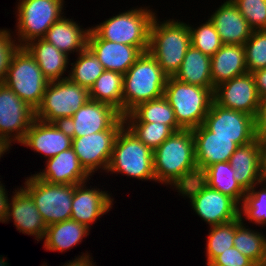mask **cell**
Here are the masks:
<instances>
[{
  "mask_svg": "<svg viewBox=\"0 0 266 266\" xmlns=\"http://www.w3.org/2000/svg\"><path fill=\"white\" fill-rule=\"evenodd\" d=\"M123 74L104 70L89 89V99L110 104L122 115Z\"/></svg>",
  "mask_w": 266,
  "mask_h": 266,
  "instance_id": "1f68e13d",
  "label": "cell"
},
{
  "mask_svg": "<svg viewBox=\"0 0 266 266\" xmlns=\"http://www.w3.org/2000/svg\"><path fill=\"white\" fill-rule=\"evenodd\" d=\"M89 228L73 219L47 226L46 235L43 238L44 248L49 251L67 252L73 246L82 242L89 235Z\"/></svg>",
  "mask_w": 266,
  "mask_h": 266,
  "instance_id": "f1b7e54d",
  "label": "cell"
},
{
  "mask_svg": "<svg viewBox=\"0 0 266 266\" xmlns=\"http://www.w3.org/2000/svg\"><path fill=\"white\" fill-rule=\"evenodd\" d=\"M48 82L29 51L18 47L11 57L3 83L36 111Z\"/></svg>",
  "mask_w": 266,
  "mask_h": 266,
  "instance_id": "52a82bcc",
  "label": "cell"
},
{
  "mask_svg": "<svg viewBox=\"0 0 266 266\" xmlns=\"http://www.w3.org/2000/svg\"><path fill=\"white\" fill-rule=\"evenodd\" d=\"M206 264L220 266H256L248 257L243 255L235 247L227 249L226 252L218 255L211 263Z\"/></svg>",
  "mask_w": 266,
  "mask_h": 266,
  "instance_id": "b9f144b4",
  "label": "cell"
},
{
  "mask_svg": "<svg viewBox=\"0 0 266 266\" xmlns=\"http://www.w3.org/2000/svg\"><path fill=\"white\" fill-rule=\"evenodd\" d=\"M64 0H19L17 7V42L24 47L34 39L43 38L64 12Z\"/></svg>",
  "mask_w": 266,
  "mask_h": 266,
  "instance_id": "30bf717a",
  "label": "cell"
},
{
  "mask_svg": "<svg viewBox=\"0 0 266 266\" xmlns=\"http://www.w3.org/2000/svg\"><path fill=\"white\" fill-rule=\"evenodd\" d=\"M118 132L119 130H104L72 138L71 148L90 176L98 169L107 171Z\"/></svg>",
  "mask_w": 266,
  "mask_h": 266,
  "instance_id": "2e32d148",
  "label": "cell"
},
{
  "mask_svg": "<svg viewBox=\"0 0 266 266\" xmlns=\"http://www.w3.org/2000/svg\"><path fill=\"white\" fill-rule=\"evenodd\" d=\"M191 46L189 23L173 19L160 22L156 15L150 26L149 53L168 77L179 71Z\"/></svg>",
  "mask_w": 266,
  "mask_h": 266,
  "instance_id": "3957f363",
  "label": "cell"
},
{
  "mask_svg": "<svg viewBox=\"0 0 266 266\" xmlns=\"http://www.w3.org/2000/svg\"><path fill=\"white\" fill-rule=\"evenodd\" d=\"M106 172L156 182L153 151L123 125L115 138L112 157Z\"/></svg>",
  "mask_w": 266,
  "mask_h": 266,
  "instance_id": "8992f818",
  "label": "cell"
},
{
  "mask_svg": "<svg viewBox=\"0 0 266 266\" xmlns=\"http://www.w3.org/2000/svg\"><path fill=\"white\" fill-rule=\"evenodd\" d=\"M22 186L31 196L47 226L70 219L74 186L50 184L34 174Z\"/></svg>",
  "mask_w": 266,
  "mask_h": 266,
  "instance_id": "8fae6325",
  "label": "cell"
},
{
  "mask_svg": "<svg viewBox=\"0 0 266 266\" xmlns=\"http://www.w3.org/2000/svg\"><path fill=\"white\" fill-rule=\"evenodd\" d=\"M156 182L178 191L199 178L192 129L174 132L153 151Z\"/></svg>",
  "mask_w": 266,
  "mask_h": 266,
  "instance_id": "6da1fadb",
  "label": "cell"
},
{
  "mask_svg": "<svg viewBox=\"0 0 266 266\" xmlns=\"http://www.w3.org/2000/svg\"><path fill=\"white\" fill-rule=\"evenodd\" d=\"M64 124L72 138H76L104 130H120L124 120L110 104L89 99Z\"/></svg>",
  "mask_w": 266,
  "mask_h": 266,
  "instance_id": "5bb4252c",
  "label": "cell"
},
{
  "mask_svg": "<svg viewBox=\"0 0 266 266\" xmlns=\"http://www.w3.org/2000/svg\"><path fill=\"white\" fill-rule=\"evenodd\" d=\"M16 42L9 30L0 29V83L4 82L11 57L19 47Z\"/></svg>",
  "mask_w": 266,
  "mask_h": 266,
  "instance_id": "60d3db41",
  "label": "cell"
},
{
  "mask_svg": "<svg viewBox=\"0 0 266 266\" xmlns=\"http://www.w3.org/2000/svg\"><path fill=\"white\" fill-rule=\"evenodd\" d=\"M155 15L148 7L130 9L91 29L101 39L135 46L143 53L149 49L150 26Z\"/></svg>",
  "mask_w": 266,
  "mask_h": 266,
  "instance_id": "5b68a950",
  "label": "cell"
},
{
  "mask_svg": "<svg viewBox=\"0 0 266 266\" xmlns=\"http://www.w3.org/2000/svg\"><path fill=\"white\" fill-rule=\"evenodd\" d=\"M255 133L257 138L266 136V97L260 99L258 112L255 117Z\"/></svg>",
  "mask_w": 266,
  "mask_h": 266,
  "instance_id": "7bdbcfd3",
  "label": "cell"
},
{
  "mask_svg": "<svg viewBox=\"0 0 266 266\" xmlns=\"http://www.w3.org/2000/svg\"><path fill=\"white\" fill-rule=\"evenodd\" d=\"M214 102L224 108L256 117L260 97L252 73H246L215 86Z\"/></svg>",
  "mask_w": 266,
  "mask_h": 266,
  "instance_id": "9a60e30c",
  "label": "cell"
},
{
  "mask_svg": "<svg viewBox=\"0 0 266 266\" xmlns=\"http://www.w3.org/2000/svg\"><path fill=\"white\" fill-rule=\"evenodd\" d=\"M8 193L6 192L5 186L0 181V222L4 223L9 206Z\"/></svg>",
  "mask_w": 266,
  "mask_h": 266,
  "instance_id": "f6af8a7d",
  "label": "cell"
},
{
  "mask_svg": "<svg viewBox=\"0 0 266 266\" xmlns=\"http://www.w3.org/2000/svg\"><path fill=\"white\" fill-rule=\"evenodd\" d=\"M34 175L50 184L76 185L90 178L72 148L47 159L45 169Z\"/></svg>",
  "mask_w": 266,
  "mask_h": 266,
  "instance_id": "7402d4cb",
  "label": "cell"
},
{
  "mask_svg": "<svg viewBox=\"0 0 266 266\" xmlns=\"http://www.w3.org/2000/svg\"><path fill=\"white\" fill-rule=\"evenodd\" d=\"M90 29H83L73 19L62 16L48 29L43 39L69 56V53H80L87 48Z\"/></svg>",
  "mask_w": 266,
  "mask_h": 266,
  "instance_id": "d4e9b609",
  "label": "cell"
},
{
  "mask_svg": "<svg viewBox=\"0 0 266 266\" xmlns=\"http://www.w3.org/2000/svg\"><path fill=\"white\" fill-rule=\"evenodd\" d=\"M244 50L248 73L266 68V30L252 31Z\"/></svg>",
  "mask_w": 266,
  "mask_h": 266,
  "instance_id": "f35d334b",
  "label": "cell"
},
{
  "mask_svg": "<svg viewBox=\"0 0 266 266\" xmlns=\"http://www.w3.org/2000/svg\"><path fill=\"white\" fill-rule=\"evenodd\" d=\"M35 58L43 76L50 81L67 79L65 73L69 57L43 38L34 39L24 46Z\"/></svg>",
  "mask_w": 266,
  "mask_h": 266,
  "instance_id": "4316f807",
  "label": "cell"
},
{
  "mask_svg": "<svg viewBox=\"0 0 266 266\" xmlns=\"http://www.w3.org/2000/svg\"><path fill=\"white\" fill-rule=\"evenodd\" d=\"M203 124L213 132V136L232 138L238 146L248 144L257 138L255 117L224 108L214 101Z\"/></svg>",
  "mask_w": 266,
  "mask_h": 266,
  "instance_id": "4fadbf2b",
  "label": "cell"
},
{
  "mask_svg": "<svg viewBox=\"0 0 266 266\" xmlns=\"http://www.w3.org/2000/svg\"><path fill=\"white\" fill-rule=\"evenodd\" d=\"M235 171L229 162H217L205 168L199 179L210 188L232 198L239 206L246 191L239 185L234 177Z\"/></svg>",
  "mask_w": 266,
  "mask_h": 266,
  "instance_id": "83f0119b",
  "label": "cell"
},
{
  "mask_svg": "<svg viewBox=\"0 0 266 266\" xmlns=\"http://www.w3.org/2000/svg\"><path fill=\"white\" fill-rule=\"evenodd\" d=\"M260 160L261 147L256 138L248 144L238 146L228 161L235 171V179L245 191H249L263 180Z\"/></svg>",
  "mask_w": 266,
  "mask_h": 266,
  "instance_id": "cb8c5ba5",
  "label": "cell"
},
{
  "mask_svg": "<svg viewBox=\"0 0 266 266\" xmlns=\"http://www.w3.org/2000/svg\"><path fill=\"white\" fill-rule=\"evenodd\" d=\"M21 144L49 159L70 149L72 136L64 123H48L35 118Z\"/></svg>",
  "mask_w": 266,
  "mask_h": 266,
  "instance_id": "e0dca14e",
  "label": "cell"
},
{
  "mask_svg": "<svg viewBox=\"0 0 266 266\" xmlns=\"http://www.w3.org/2000/svg\"><path fill=\"white\" fill-rule=\"evenodd\" d=\"M167 78L149 51L143 52L123 75L122 116L140 103L163 97Z\"/></svg>",
  "mask_w": 266,
  "mask_h": 266,
  "instance_id": "7a4b0ae2",
  "label": "cell"
},
{
  "mask_svg": "<svg viewBox=\"0 0 266 266\" xmlns=\"http://www.w3.org/2000/svg\"><path fill=\"white\" fill-rule=\"evenodd\" d=\"M89 100V90L69 78L48 82L35 118L48 123H65Z\"/></svg>",
  "mask_w": 266,
  "mask_h": 266,
  "instance_id": "ba28073f",
  "label": "cell"
},
{
  "mask_svg": "<svg viewBox=\"0 0 266 266\" xmlns=\"http://www.w3.org/2000/svg\"><path fill=\"white\" fill-rule=\"evenodd\" d=\"M257 92L260 98L266 97V68L256 70L252 73Z\"/></svg>",
  "mask_w": 266,
  "mask_h": 266,
  "instance_id": "ee69618b",
  "label": "cell"
},
{
  "mask_svg": "<svg viewBox=\"0 0 266 266\" xmlns=\"http://www.w3.org/2000/svg\"><path fill=\"white\" fill-rule=\"evenodd\" d=\"M122 117L124 125L152 151L175 132L169 125L159 122L138 123L129 113Z\"/></svg>",
  "mask_w": 266,
  "mask_h": 266,
  "instance_id": "e575fe53",
  "label": "cell"
},
{
  "mask_svg": "<svg viewBox=\"0 0 266 266\" xmlns=\"http://www.w3.org/2000/svg\"><path fill=\"white\" fill-rule=\"evenodd\" d=\"M210 230L205 248L206 263H211L218 255L234 247L235 219L224 224L211 226Z\"/></svg>",
  "mask_w": 266,
  "mask_h": 266,
  "instance_id": "8d00e7d4",
  "label": "cell"
},
{
  "mask_svg": "<svg viewBox=\"0 0 266 266\" xmlns=\"http://www.w3.org/2000/svg\"><path fill=\"white\" fill-rule=\"evenodd\" d=\"M214 88L183 83L168 77L164 97L175 113L177 123L183 129H194L204 123L214 101Z\"/></svg>",
  "mask_w": 266,
  "mask_h": 266,
  "instance_id": "277c9868",
  "label": "cell"
},
{
  "mask_svg": "<svg viewBox=\"0 0 266 266\" xmlns=\"http://www.w3.org/2000/svg\"><path fill=\"white\" fill-rule=\"evenodd\" d=\"M129 114L138 123L159 122L169 125L175 132L183 130L177 123L175 113L164 96L138 104Z\"/></svg>",
  "mask_w": 266,
  "mask_h": 266,
  "instance_id": "d6a6232c",
  "label": "cell"
},
{
  "mask_svg": "<svg viewBox=\"0 0 266 266\" xmlns=\"http://www.w3.org/2000/svg\"><path fill=\"white\" fill-rule=\"evenodd\" d=\"M261 147V177L266 181V136L258 138Z\"/></svg>",
  "mask_w": 266,
  "mask_h": 266,
  "instance_id": "7dc6e473",
  "label": "cell"
},
{
  "mask_svg": "<svg viewBox=\"0 0 266 266\" xmlns=\"http://www.w3.org/2000/svg\"><path fill=\"white\" fill-rule=\"evenodd\" d=\"M199 174L211 164L228 162L238 145L232 138L213 136L204 124L192 129Z\"/></svg>",
  "mask_w": 266,
  "mask_h": 266,
  "instance_id": "44dd1931",
  "label": "cell"
},
{
  "mask_svg": "<svg viewBox=\"0 0 266 266\" xmlns=\"http://www.w3.org/2000/svg\"><path fill=\"white\" fill-rule=\"evenodd\" d=\"M87 182L84 181L74 186L70 219L91 228V224L110 211L114 205V198H111L112 196L107 192L100 191L99 188H88Z\"/></svg>",
  "mask_w": 266,
  "mask_h": 266,
  "instance_id": "ac0fdd59",
  "label": "cell"
},
{
  "mask_svg": "<svg viewBox=\"0 0 266 266\" xmlns=\"http://www.w3.org/2000/svg\"><path fill=\"white\" fill-rule=\"evenodd\" d=\"M211 57L190 46L174 78L183 83L215 88L211 77Z\"/></svg>",
  "mask_w": 266,
  "mask_h": 266,
  "instance_id": "f546056e",
  "label": "cell"
},
{
  "mask_svg": "<svg viewBox=\"0 0 266 266\" xmlns=\"http://www.w3.org/2000/svg\"><path fill=\"white\" fill-rule=\"evenodd\" d=\"M87 47L95 54L105 70L125 74L142 52L135 46L101 39L92 29Z\"/></svg>",
  "mask_w": 266,
  "mask_h": 266,
  "instance_id": "ffe728a7",
  "label": "cell"
},
{
  "mask_svg": "<svg viewBox=\"0 0 266 266\" xmlns=\"http://www.w3.org/2000/svg\"><path fill=\"white\" fill-rule=\"evenodd\" d=\"M83 253L81 256L77 257L76 259L69 261V263H65L62 266H95L93 263V259L90 258L88 252L84 255Z\"/></svg>",
  "mask_w": 266,
  "mask_h": 266,
  "instance_id": "bcb514c9",
  "label": "cell"
},
{
  "mask_svg": "<svg viewBox=\"0 0 266 266\" xmlns=\"http://www.w3.org/2000/svg\"><path fill=\"white\" fill-rule=\"evenodd\" d=\"M223 44L244 45L252 29L231 0H226L210 16Z\"/></svg>",
  "mask_w": 266,
  "mask_h": 266,
  "instance_id": "603a6c76",
  "label": "cell"
},
{
  "mask_svg": "<svg viewBox=\"0 0 266 266\" xmlns=\"http://www.w3.org/2000/svg\"><path fill=\"white\" fill-rule=\"evenodd\" d=\"M34 119L35 110L0 83V141L9 149L13 142L20 144Z\"/></svg>",
  "mask_w": 266,
  "mask_h": 266,
  "instance_id": "7c38bea8",
  "label": "cell"
},
{
  "mask_svg": "<svg viewBox=\"0 0 266 266\" xmlns=\"http://www.w3.org/2000/svg\"><path fill=\"white\" fill-rule=\"evenodd\" d=\"M266 181L262 180L259 185L263 186L255 190L258 184H255L249 191H246L243 203H241L240 217L246 218L257 225L266 226ZM244 214V216H243Z\"/></svg>",
  "mask_w": 266,
  "mask_h": 266,
  "instance_id": "d590c367",
  "label": "cell"
},
{
  "mask_svg": "<svg viewBox=\"0 0 266 266\" xmlns=\"http://www.w3.org/2000/svg\"><path fill=\"white\" fill-rule=\"evenodd\" d=\"M189 29L191 46L203 54L212 57L223 46L219 33L210 19L197 28L189 25Z\"/></svg>",
  "mask_w": 266,
  "mask_h": 266,
  "instance_id": "74e56055",
  "label": "cell"
},
{
  "mask_svg": "<svg viewBox=\"0 0 266 266\" xmlns=\"http://www.w3.org/2000/svg\"><path fill=\"white\" fill-rule=\"evenodd\" d=\"M76 54L78 58L74 63H71L73 67L68 71L67 77L72 82L89 90L105 69L88 47Z\"/></svg>",
  "mask_w": 266,
  "mask_h": 266,
  "instance_id": "836d02e7",
  "label": "cell"
},
{
  "mask_svg": "<svg viewBox=\"0 0 266 266\" xmlns=\"http://www.w3.org/2000/svg\"><path fill=\"white\" fill-rule=\"evenodd\" d=\"M178 192L190 199L194 212L210 227L230 222L240 216V207L232 198L210 188L199 178Z\"/></svg>",
  "mask_w": 266,
  "mask_h": 266,
  "instance_id": "9c48e42d",
  "label": "cell"
},
{
  "mask_svg": "<svg viewBox=\"0 0 266 266\" xmlns=\"http://www.w3.org/2000/svg\"><path fill=\"white\" fill-rule=\"evenodd\" d=\"M247 20L250 28L266 30V0H231Z\"/></svg>",
  "mask_w": 266,
  "mask_h": 266,
  "instance_id": "ab89813d",
  "label": "cell"
},
{
  "mask_svg": "<svg viewBox=\"0 0 266 266\" xmlns=\"http://www.w3.org/2000/svg\"><path fill=\"white\" fill-rule=\"evenodd\" d=\"M243 220L240 216L235 219L234 247L256 266H266V236L246 228Z\"/></svg>",
  "mask_w": 266,
  "mask_h": 266,
  "instance_id": "4dcf8cb0",
  "label": "cell"
},
{
  "mask_svg": "<svg viewBox=\"0 0 266 266\" xmlns=\"http://www.w3.org/2000/svg\"><path fill=\"white\" fill-rule=\"evenodd\" d=\"M213 86L247 73L244 45L223 44L211 57Z\"/></svg>",
  "mask_w": 266,
  "mask_h": 266,
  "instance_id": "484cf974",
  "label": "cell"
},
{
  "mask_svg": "<svg viewBox=\"0 0 266 266\" xmlns=\"http://www.w3.org/2000/svg\"><path fill=\"white\" fill-rule=\"evenodd\" d=\"M13 194L4 223L13 219L19 232L33 235L39 242L46 235L47 225L35 206L32 196L23 187L17 188Z\"/></svg>",
  "mask_w": 266,
  "mask_h": 266,
  "instance_id": "d6986e66",
  "label": "cell"
},
{
  "mask_svg": "<svg viewBox=\"0 0 266 266\" xmlns=\"http://www.w3.org/2000/svg\"><path fill=\"white\" fill-rule=\"evenodd\" d=\"M9 150V148L2 142L0 141V158L3 156L4 153H6Z\"/></svg>",
  "mask_w": 266,
  "mask_h": 266,
  "instance_id": "c3c4849f",
  "label": "cell"
}]
</instances>
